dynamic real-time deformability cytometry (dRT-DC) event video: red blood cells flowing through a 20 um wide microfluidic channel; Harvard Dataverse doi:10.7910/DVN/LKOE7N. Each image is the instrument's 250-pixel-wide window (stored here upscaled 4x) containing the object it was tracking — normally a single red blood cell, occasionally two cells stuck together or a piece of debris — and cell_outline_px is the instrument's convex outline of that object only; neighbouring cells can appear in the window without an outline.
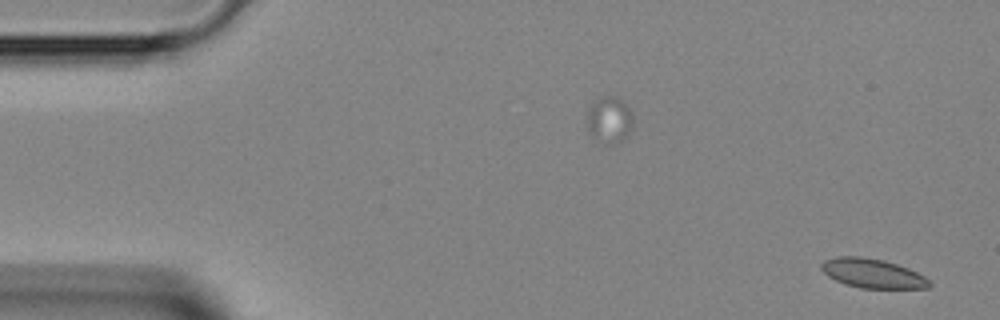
{"species": "Egyptian fruit bat (a non-hibernating species)", "species_latin": "Rousettus aegyptiacus", "temperature_condition": "room temperature", "stored_images_in_passage": 9, "camera_frame_rate_fps": 3000, "um_per_image_px": 0.085, "animal": {"sex": "female"}, "frame": {"image": 1, "passage_image": 1, "time_ms": 0.0, "image_size_px": [1000, 320], "cell_outline_px": [[932, 284], [928, 288], [860, 288], [844, 284], [828, 276], [820, 268], [820, 264], [824, 260], [840, 256], [860, 256], [884, 260], [908, 268], [924, 276]], "centroid_in_image_um": [74.14, 23.23], "position_along_channel_um": 10.9, "area_um2": 18.38}}